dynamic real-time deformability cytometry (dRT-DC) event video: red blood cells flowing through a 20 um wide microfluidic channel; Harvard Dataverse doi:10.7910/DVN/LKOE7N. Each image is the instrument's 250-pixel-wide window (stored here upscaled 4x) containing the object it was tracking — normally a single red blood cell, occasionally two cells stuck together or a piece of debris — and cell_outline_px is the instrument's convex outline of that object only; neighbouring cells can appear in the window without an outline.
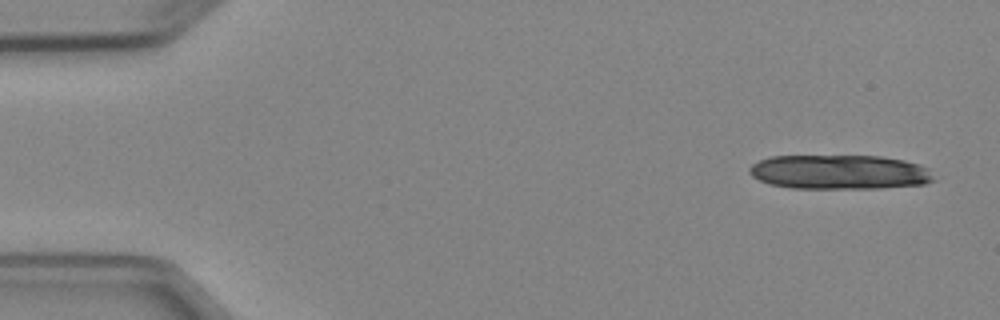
{"species": "Egyptian fruit bat (a non-hibernating species)", "species_latin": "Rousettus aegyptiacus", "temperature_condition": "cold", "stored_images_in_passage": 5, "camera_frame_rate_fps": 3000, "um_per_image_px": 0.085, "animal": {"sex": "female"}, "frame": {"image": 1, "passage_image": 1, "time_ms": 0.0, "image_size_px": [1000, 320], "cell_outline_px": [[936, 180], [924, 184], [880, 188], [792, 188], [768, 184], [752, 176], [748, 172], [748, 168], [752, 164], [760, 160], [772, 156], [880, 156], [904, 160], [920, 164], [928, 168]], "centroid_in_image_um": [71.36, 14.62], "position_along_channel_um": 13.6, "area_um2": 37.17}}